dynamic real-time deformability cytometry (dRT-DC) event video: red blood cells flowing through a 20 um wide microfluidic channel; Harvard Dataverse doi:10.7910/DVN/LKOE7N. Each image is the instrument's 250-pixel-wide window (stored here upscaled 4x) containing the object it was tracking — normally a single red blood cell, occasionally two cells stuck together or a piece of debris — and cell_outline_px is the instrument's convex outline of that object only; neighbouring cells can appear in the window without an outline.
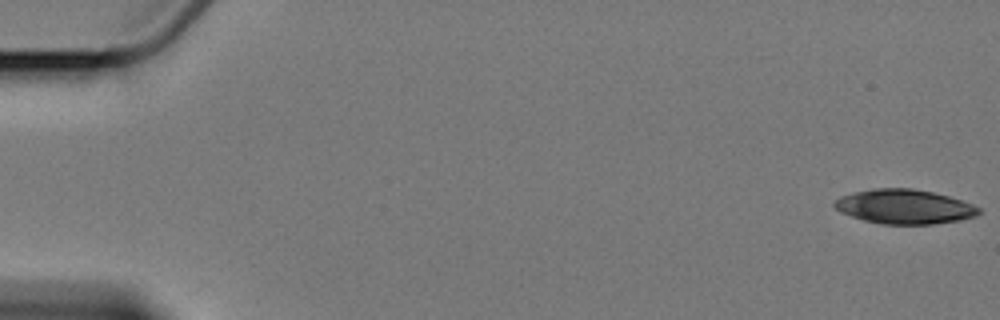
{"species": "Egyptian fruit bat (a non-hibernating species)", "species_latin": "Rousettus aegyptiacus", "temperature_condition": "cold", "stored_images_in_passage": 8, "camera_frame_rate_fps": 3000, "um_per_image_px": 0.085, "animal": {"sex": "female"}, "frame": {"image": 1, "passage_image": 1, "time_ms": 0.0, "image_size_px": [1000, 320], "cell_outline_px": [[980, 212], [976, 216], [960, 220], [932, 224], [880, 224], [864, 220], [840, 212], [832, 204], [840, 196], [872, 188], [912, 188], [932, 192], [948, 196], [972, 204], [980, 208]], "centroid_in_image_um": [76.86, 17.56], "position_along_channel_um": 8.1, "area_um2": 28.84}}
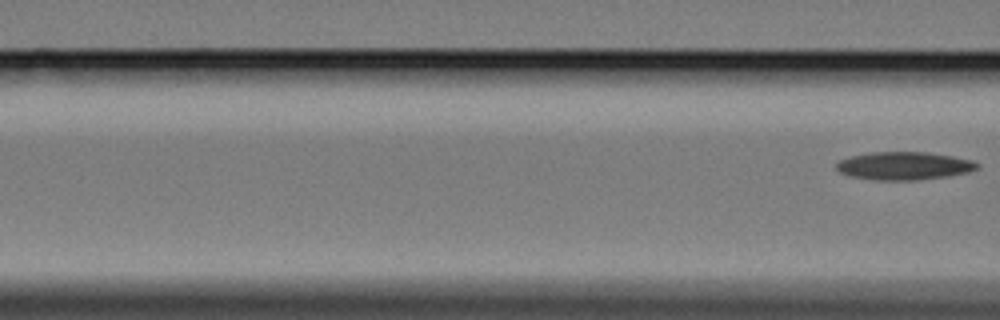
{"frame": {"image": 2, "passage_image": 8, "time_ms": 9.667, "image_size_px": [1000, 320], "cell_outline_px": [[980, 168], [968, 172], [948, 176], [916, 180], [880, 180], [852, 176], [840, 172], [836, 168], [836, 164], [840, 160], [852, 156], [872, 152], [928, 152], [952, 156], [972, 160], [980, 164]], "centroid_in_image_um": [76.9, 14.09], "position_along_channel_um": 89.7, "area_um2": 22.83}}